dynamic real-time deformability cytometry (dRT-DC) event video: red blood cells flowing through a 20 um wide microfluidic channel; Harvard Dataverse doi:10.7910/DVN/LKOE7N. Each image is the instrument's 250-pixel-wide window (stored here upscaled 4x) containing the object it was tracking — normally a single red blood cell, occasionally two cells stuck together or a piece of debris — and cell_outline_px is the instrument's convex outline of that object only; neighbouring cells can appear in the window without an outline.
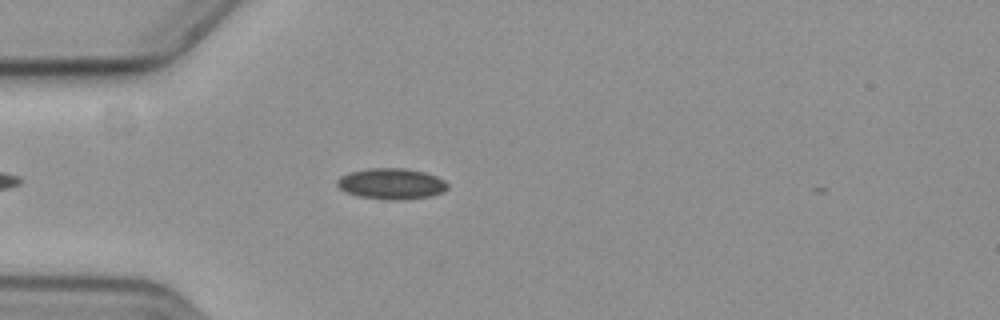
{"species": "common noctule bat (a hibernating species)", "species_latin": "Nyctalus noctula", "temperature_condition": "cold", "stored_images_in_passage": 9, "camera_frame_rate_fps": 3000, "um_per_image_px": 0.085, "animal": {"sex": "female", "body_mass_g": 19.3, "forearm_length_mm": 54.1}, "frame": {"image": 1, "passage_image": 7, "time_ms": 2.0, "image_size_px": [1000, 320], "cell_outline_px": [[448, 188], [440, 192], [428, 196], [404, 200], [392, 200], [360, 196], [348, 192], [340, 188], [336, 184], [336, 180], [340, 176], [348, 172], [368, 168], [404, 168], [424, 172], [436, 176], [444, 180], [448, 184]], "centroid_in_image_um": [33.25, 15.6], "position_along_channel_um": 51.8, "area_um2": 19.77}}